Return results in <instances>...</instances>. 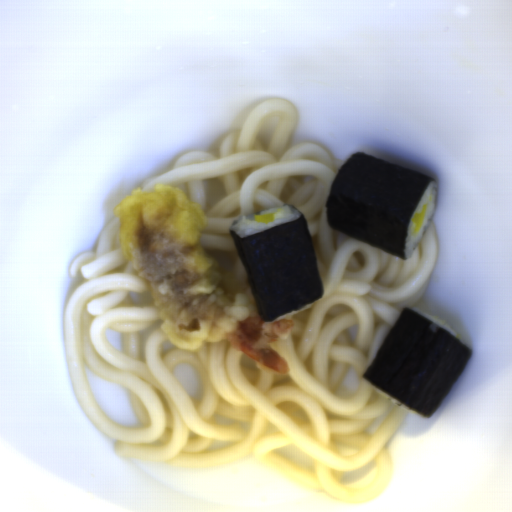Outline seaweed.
<instances>
[{
  "label": "seaweed",
  "mask_w": 512,
  "mask_h": 512,
  "mask_svg": "<svg viewBox=\"0 0 512 512\" xmlns=\"http://www.w3.org/2000/svg\"><path fill=\"white\" fill-rule=\"evenodd\" d=\"M431 182L436 180L418 171L353 152L331 184L325 203L327 223L405 259L410 219Z\"/></svg>",
  "instance_id": "obj_1"
},
{
  "label": "seaweed",
  "mask_w": 512,
  "mask_h": 512,
  "mask_svg": "<svg viewBox=\"0 0 512 512\" xmlns=\"http://www.w3.org/2000/svg\"><path fill=\"white\" fill-rule=\"evenodd\" d=\"M471 353L452 334L404 308L363 378L429 419L456 384Z\"/></svg>",
  "instance_id": "obj_2"
},
{
  "label": "seaweed",
  "mask_w": 512,
  "mask_h": 512,
  "mask_svg": "<svg viewBox=\"0 0 512 512\" xmlns=\"http://www.w3.org/2000/svg\"><path fill=\"white\" fill-rule=\"evenodd\" d=\"M299 214L298 219L245 238L229 231L265 323L324 297L308 223Z\"/></svg>",
  "instance_id": "obj_3"
}]
</instances>
